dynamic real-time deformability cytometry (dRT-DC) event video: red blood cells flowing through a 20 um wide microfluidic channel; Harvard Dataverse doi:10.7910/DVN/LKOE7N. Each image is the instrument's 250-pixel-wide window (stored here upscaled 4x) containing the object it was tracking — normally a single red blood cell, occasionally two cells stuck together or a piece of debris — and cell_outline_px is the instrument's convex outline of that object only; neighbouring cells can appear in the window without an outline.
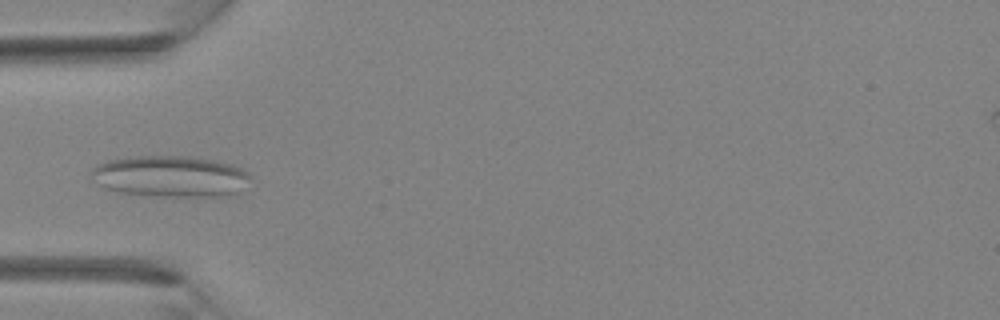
{"species": "Egyptian fruit bat (a non-hibernating species)", "species_latin": "Rousettus aegyptiacus", "temperature_condition": "room temperature", "stored_images_in_passage": 29, "camera_frame_rate_fps": 3000, "um_per_image_px": 0.085, "animal": {"sex": "female"}, "frame": {"image": 1, "passage_image": 5, "time_ms": 1.333, "image_size_px": [1000, 320], "cell_outline_px": [[252, 176], [240, 192], [232, 196], [160, 196], [120, 192], [104, 188], [96, 184], [88, 176], [92, 168], [96, 164], [108, 160], [128, 156], [184, 156], [216, 160], [232, 164], [244, 168]], "centroid_in_image_um": [14.48, 14.98], "position_along_channel_um": 70.5, "area_um2": 38.96}}
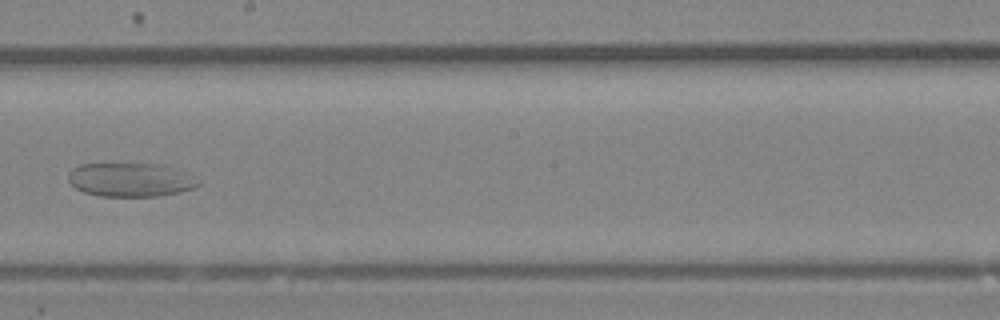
{"frame": {"image": 2, "passage_image": 15, "time_ms": 4.667, "image_size_px": [1000, 320], "cell_outline_px": [[200, 184], [196, 188], [180, 192], [160, 196], [100, 196], [84, 192], [76, 188], [68, 180], [68, 172], [72, 168], [80, 164], [160, 164], [180, 172]], "centroid_in_image_um": [11.0, 15.29], "position_along_channel_um": 237.2, "area_um2": 25.09}}
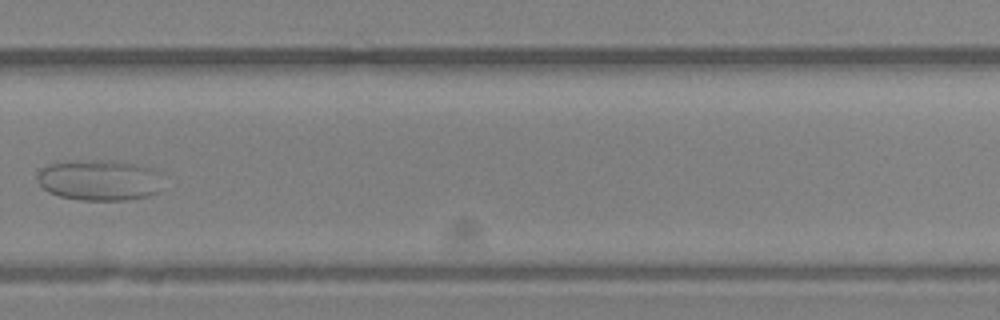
{"frame": {"image": 3, "passage_image": 20, "time_ms": 6.333, "image_size_px": [1000, 320], "cell_outline_px": [[160, 192], [148, 196], [124, 200], [80, 200], [60, 196], [48, 192], [40, 184], [36, 176], [48, 164], [72, 160], [116, 160], [136, 164], [160, 172]], "centroid_in_image_um": [8.45, 15.3], "position_along_channel_um": 321.3, "area_um2": 30.0}}